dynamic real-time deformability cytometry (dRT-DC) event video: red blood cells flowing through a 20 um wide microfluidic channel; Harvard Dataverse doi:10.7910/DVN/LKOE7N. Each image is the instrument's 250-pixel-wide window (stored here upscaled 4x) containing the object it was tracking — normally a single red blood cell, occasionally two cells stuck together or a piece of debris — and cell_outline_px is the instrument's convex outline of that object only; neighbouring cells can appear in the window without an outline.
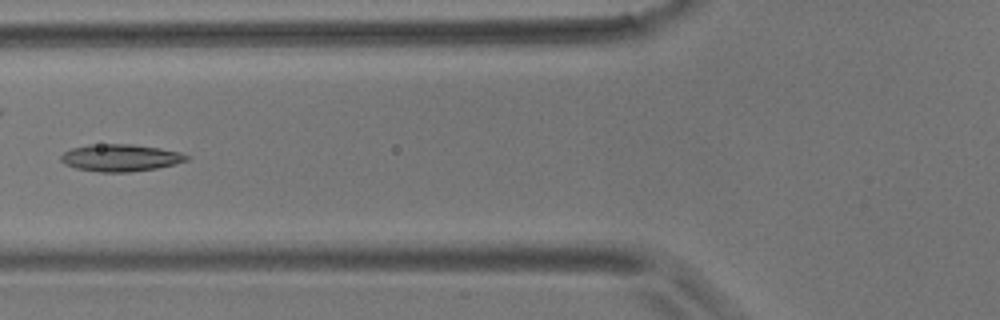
{"species": "common noctule bat (a hibernating species)", "species_latin": "Nyctalus noctula", "temperature_condition": "room temperature", "stored_images_in_passage": 8, "camera_frame_rate_fps": 3000, "um_per_image_px": 0.085, "animal": {"sex": "male", "body_mass_g": 17.9}, "frame": {"image": 1, "passage_image": 6, "time_ms": 6.667, "image_size_px": [1000, 320], "cell_outline_px": [[188, 160], [156, 168], [132, 172], [100, 172], [76, 168], [64, 164], [60, 160], [60, 156], [64, 152], [72, 148], [88, 144], [132, 144], [160, 148], [180, 152], [188, 156]], "centroid_in_image_um": [10.2, 13.4], "position_along_channel_um": 115.6, "area_um2": 19.83}}
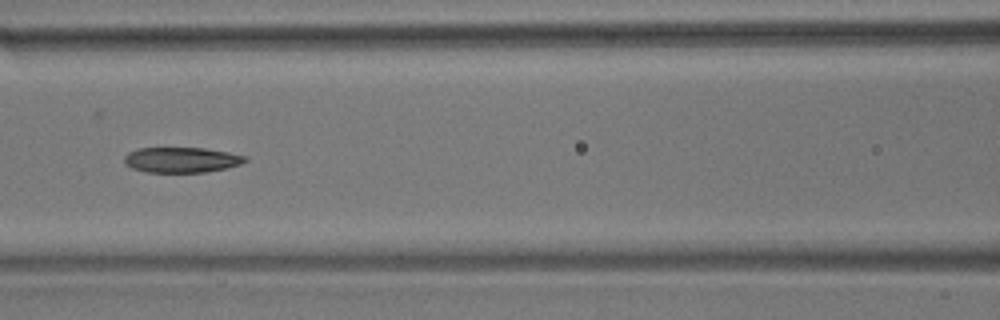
{"frame": {"image": 2, "passage_image": 7, "time_ms": 7.667, "image_size_px": [1000, 320], "cell_outline_px": [[248, 160], [240, 164], [224, 168], [204, 172], [144, 172], [132, 168], [124, 164], [124, 156], [128, 152], [140, 148], [204, 148], [228, 152], [248, 156]], "centroid_in_image_um": [15.41, 13.58], "position_along_channel_um": 151.2, "area_um2": 17.86}}
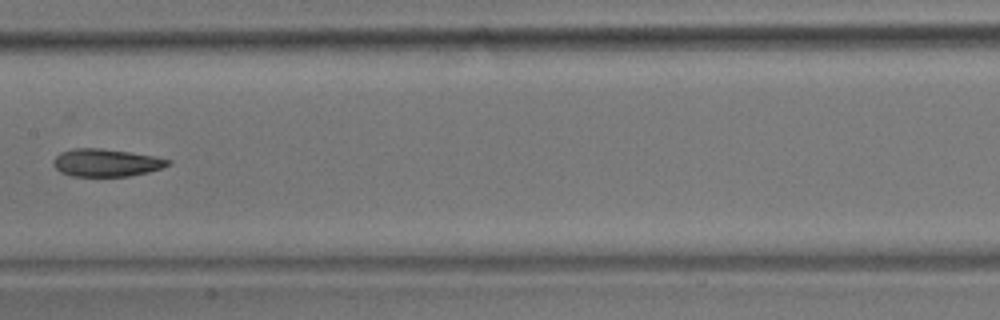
{"frame": {"image": 3, "passage_image": 8, "time_ms": 9.0, "image_size_px": [1000, 320], "cell_outline_px": [[172, 164], [148, 172], [128, 176], [72, 176], [60, 172], [52, 164], [52, 160], [60, 152], [72, 148], [100, 148], [128, 152], [152, 156], [172, 160]], "centroid_in_image_um": [8.99, 13.83], "position_along_channel_um": 198.4, "area_um2": 18.44}}